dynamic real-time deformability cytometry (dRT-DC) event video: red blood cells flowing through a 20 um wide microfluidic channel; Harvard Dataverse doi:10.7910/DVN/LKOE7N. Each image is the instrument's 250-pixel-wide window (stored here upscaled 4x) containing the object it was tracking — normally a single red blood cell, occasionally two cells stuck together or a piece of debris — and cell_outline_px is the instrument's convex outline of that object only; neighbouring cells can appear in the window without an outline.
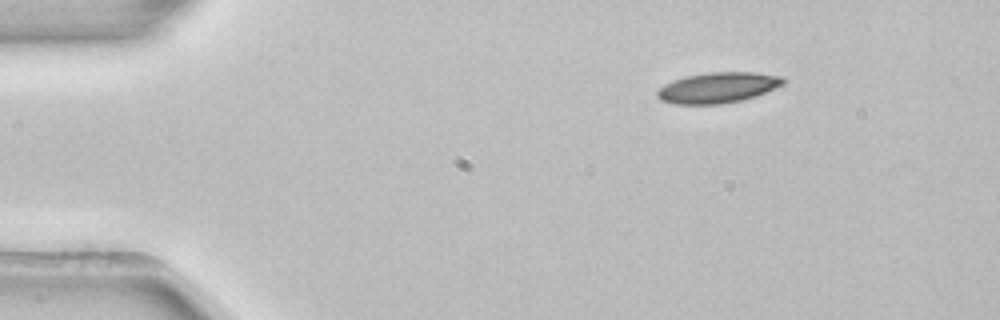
{"species": "common noctule bat (a hibernating species)", "species_latin": "Nyctalus noctula", "temperature_condition": "room temperature", "stored_images_in_passage": 3, "segment_of_instrument_passage": [2, 2], "camera_frame_rate_fps": 3000, "um_per_image_px": 0.085, "animal": {"sex": "female", "body_mass_g": 22.7, "forearm_length_mm": 54.2}, "frame": {"image": 1, "passage_image": 3, "time_ms": 0.667, "image_size_px": [1000, 320], "cell_outline_px": [[788, 80], [784, 84], [756, 96], [740, 100], [720, 104], [676, 104], [660, 100], [656, 96], [656, 92], [664, 84], [688, 76], [708, 72], [756, 72], [784, 76]], "centroid_in_image_um": [61.07, 7.44], "position_along_channel_um": 23.9, "area_um2": 22.48}}